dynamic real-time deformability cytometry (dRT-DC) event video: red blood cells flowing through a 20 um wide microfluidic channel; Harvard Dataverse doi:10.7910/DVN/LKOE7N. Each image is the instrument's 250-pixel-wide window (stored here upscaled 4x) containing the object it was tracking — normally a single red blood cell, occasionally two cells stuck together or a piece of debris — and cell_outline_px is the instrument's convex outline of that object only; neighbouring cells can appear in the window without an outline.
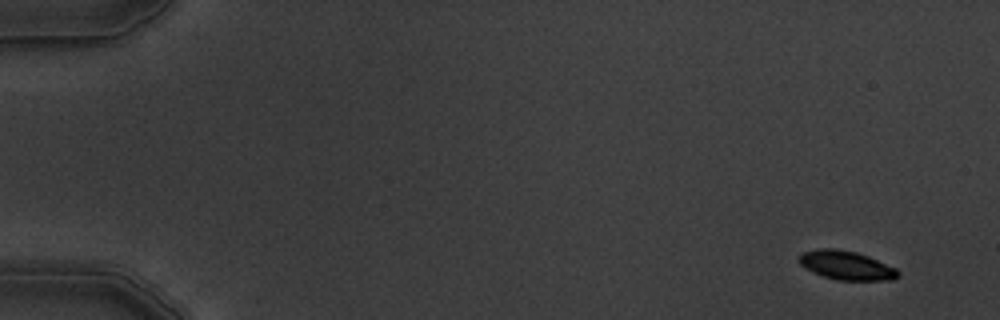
{"species": "common noctule bat (a hibernating species)", "species_latin": "Nyctalus noctula", "temperature_condition": "warm", "stored_images_in_passage": 6, "camera_frame_rate_fps": 3000, "um_per_image_px": 0.085, "animal": {"sex": "male", "body_mass_g": 19.5, "forearm_length_mm": 54.6}, "frame": {"image": 1, "passage_image": 1, "time_ms": 0.0, "image_size_px": [1000, 320], "cell_outline_px": [[900, 276], [892, 280], [836, 280], [812, 272], [800, 264], [800, 256], [804, 252], [816, 248], [836, 248], [856, 252], [868, 256], [896, 268], [900, 272]], "centroid_in_image_um": [71.97, 22.55], "position_along_channel_um": 13.0, "area_um2": 16.65}}